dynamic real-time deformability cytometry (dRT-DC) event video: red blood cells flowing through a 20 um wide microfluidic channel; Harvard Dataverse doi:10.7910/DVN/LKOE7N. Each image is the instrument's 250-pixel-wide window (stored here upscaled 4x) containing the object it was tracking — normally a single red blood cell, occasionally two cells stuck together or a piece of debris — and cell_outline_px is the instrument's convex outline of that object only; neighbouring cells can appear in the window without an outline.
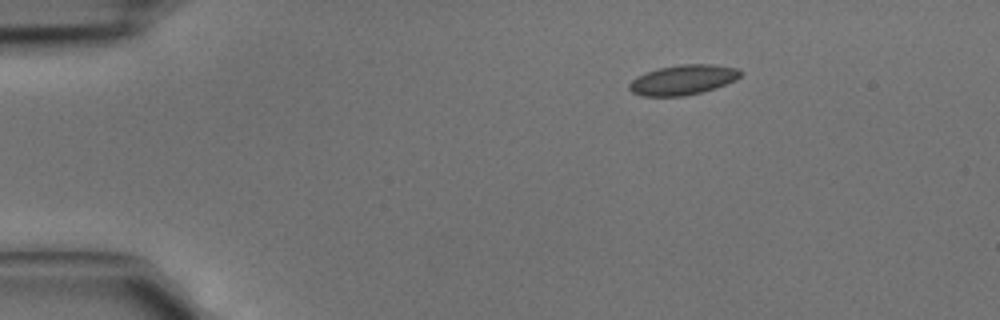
{"species": "common noctule bat (a hibernating species)", "species_latin": "Nyctalus noctula", "temperature_condition": "cold", "stored_images_in_passage": 3, "camera_frame_rate_fps": 3000, "um_per_image_px": 0.085, "animal": {"sex": "male", "body_mass_g": 15.6}, "frame": {"image": 1, "passage_image": 1, "time_ms": 0.0, "image_size_px": [1000, 320], "cell_outline_px": [[744, 72], [736, 80], [700, 92], [684, 96], [640, 96], [632, 92], [628, 88], [628, 84], [636, 76], [660, 68], [680, 64], [712, 64], [736, 68]], "centroid_in_image_um": [58.03, 6.78], "position_along_channel_um": 27.0, "area_um2": 19.25}}
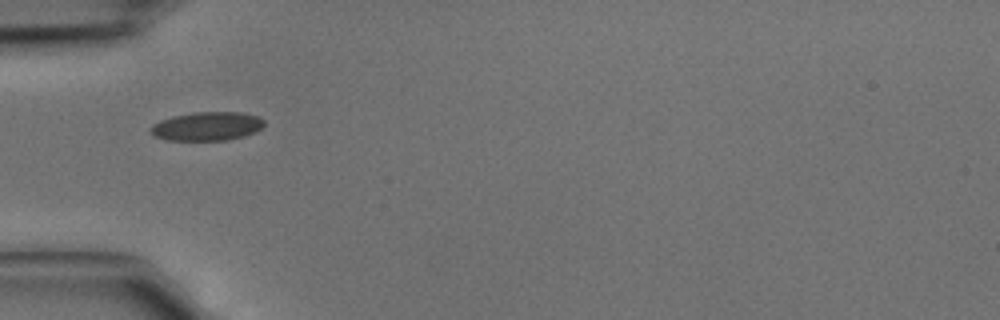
{"frame": {"image": 2, "passage_image": 3, "time_ms": 0.667, "image_size_px": [1000, 320], "cell_outline_px": [[264, 124], [256, 132], [244, 136], [228, 140], [164, 140], [152, 136], [148, 128], [152, 124], [160, 120], [172, 116], [192, 112], [244, 112], [256, 116], [264, 120]], "centroid_in_image_um": [17.54, 10.73], "position_along_channel_um": 67.5, "area_um2": 19.31}}